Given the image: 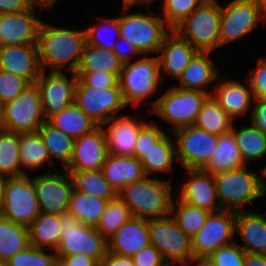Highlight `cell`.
<instances>
[{
  "instance_id": "obj_58",
  "label": "cell",
  "mask_w": 266,
  "mask_h": 266,
  "mask_svg": "<svg viewBox=\"0 0 266 266\" xmlns=\"http://www.w3.org/2000/svg\"><path fill=\"white\" fill-rule=\"evenodd\" d=\"M243 266H266V254L245 252Z\"/></svg>"
},
{
  "instance_id": "obj_41",
  "label": "cell",
  "mask_w": 266,
  "mask_h": 266,
  "mask_svg": "<svg viewBox=\"0 0 266 266\" xmlns=\"http://www.w3.org/2000/svg\"><path fill=\"white\" fill-rule=\"evenodd\" d=\"M132 217L133 216L130 209L117 195L115 198L108 201L105 210L95 228L106 240H108L107 235L112 236L125 222L129 221Z\"/></svg>"
},
{
  "instance_id": "obj_25",
  "label": "cell",
  "mask_w": 266,
  "mask_h": 266,
  "mask_svg": "<svg viewBox=\"0 0 266 266\" xmlns=\"http://www.w3.org/2000/svg\"><path fill=\"white\" fill-rule=\"evenodd\" d=\"M101 170L117 193L129 183L146 177L141 160L135 156H114L108 153Z\"/></svg>"
},
{
  "instance_id": "obj_50",
  "label": "cell",
  "mask_w": 266,
  "mask_h": 266,
  "mask_svg": "<svg viewBox=\"0 0 266 266\" xmlns=\"http://www.w3.org/2000/svg\"><path fill=\"white\" fill-rule=\"evenodd\" d=\"M134 266H169L163 259L160 251L149 244L131 257Z\"/></svg>"
},
{
  "instance_id": "obj_39",
  "label": "cell",
  "mask_w": 266,
  "mask_h": 266,
  "mask_svg": "<svg viewBox=\"0 0 266 266\" xmlns=\"http://www.w3.org/2000/svg\"><path fill=\"white\" fill-rule=\"evenodd\" d=\"M20 164L26 168H39L50 156L38 132L19 133Z\"/></svg>"
},
{
  "instance_id": "obj_23",
  "label": "cell",
  "mask_w": 266,
  "mask_h": 266,
  "mask_svg": "<svg viewBox=\"0 0 266 266\" xmlns=\"http://www.w3.org/2000/svg\"><path fill=\"white\" fill-rule=\"evenodd\" d=\"M167 34L159 48L162 55L158 57L159 69L170 76L179 78L198 51L174 30ZM162 66V67H161Z\"/></svg>"
},
{
  "instance_id": "obj_47",
  "label": "cell",
  "mask_w": 266,
  "mask_h": 266,
  "mask_svg": "<svg viewBox=\"0 0 266 266\" xmlns=\"http://www.w3.org/2000/svg\"><path fill=\"white\" fill-rule=\"evenodd\" d=\"M244 257L245 251L232 242L220 247L207 258L213 266H243Z\"/></svg>"
},
{
  "instance_id": "obj_51",
  "label": "cell",
  "mask_w": 266,
  "mask_h": 266,
  "mask_svg": "<svg viewBox=\"0 0 266 266\" xmlns=\"http://www.w3.org/2000/svg\"><path fill=\"white\" fill-rule=\"evenodd\" d=\"M253 99L266 95V58L260 59L257 68L250 73L248 81Z\"/></svg>"
},
{
  "instance_id": "obj_32",
  "label": "cell",
  "mask_w": 266,
  "mask_h": 266,
  "mask_svg": "<svg viewBox=\"0 0 266 266\" xmlns=\"http://www.w3.org/2000/svg\"><path fill=\"white\" fill-rule=\"evenodd\" d=\"M73 183V190L107 200L118 193L106 180L101 169L92 171H68Z\"/></svg>"
},
{
  "instance_id": "obj_12",
  "label": "cell",
  "mask_w": 266,
  "mask_h": 266,
  "mask_svg": "<svg viewBox=\"0 0 266 266\" xmlns=\"http://www.w3.org/2000/svg\"><path fill=\"white\" fill-rule=\"evenodd\" d=\"M266 3L259 0H234L227 8L221 6L220 46L231 42L258 26L259 18L264 19Z\"/></svg>"
},
{
  "instance_id": "obj_37",
  "label": "cell",
  "mask_w": 266,
  "mask_h": 266,
  "mask_svg": "<svg viewBox=\"0 0 266 266\" xmlns=\"http://www.w3.org/2000/svg\"><path fill=\"white\" fill-rule=\"evenodd\" d=\"M37 132L45 143L49 156L62 160L65 169L71 161L75 139L52 126L47 120Z\"/></svg>"
},
{
  "instance_id": "obj_61",
  "label": "cell",
  "mask_w": 266,
  "mask_h": 266,
  "mask_svg": "<svg viewBox=\"0 0 266 266\" xmlns=\"http://www.w3.org/2000/svg\"><path fill=\"white\" fill-rule=\"evenodd\" d=\"M197 262L195 266H213V264L208 260V258H191L189 262Z\"/></svg>"
},
{
  "instance_id": "obj_63",
  "label": "cell",
  "mask_w": 266,
  "mask_h": 266,
  "mask_svg": "<svg viewBox=\"0 0 266 266\" xmlns=\"http://www.w3.org/2000/svg\"><path fill=\"white\" fill-rule=\"evenodd\" d=\"M4 103L0 100V128L2 127Z\"/></svg>"
},
{
  "instance_id": "obj_42",
  "label": "cell",
  "mask_w": 266,
  "mask_h": 266,
  "mask_svg": "<svg viewBox=\"0 0 266 266\" xmlns=\"http://www.w3.org/2000/svg\"><path fill=\"white\" fill-rule=\"evenodd\" d=\"M175 150L169 137L165 134L141 159L145 175L147 176L154 171L172 170L173 157L176 156Z\"/></svg>"
},
{
  "instance_id": "obj_28",
  "label": "cell",
  "mask_w": 266,
  "mask_h": 266,
  "mask_svg": "<svg viewBox=\"0 0 266 266\" xmlns=\"http://www.w3.org/2000/svg\"><path fill=\"white\" fill-rule=\"evenodd\" d=\"M48 122L74 139L90 133L97 123L88 117L75 103L70 104L60 113L53 115Z\"/></svg>"
},
{
  "instance_id": "obj_65",
  "label": "cell",
  "mask_w": 266,
  "mask_h": 266,
  "mask_svg": "<svg viewBox=\"0 0 266 266\" xmlns=\"http://www.w3.org/2000/svg\"><path fill=\"white\" fill-rule=\"evenodd\" d=\"M263 172H262V175L263 176H266V166H265V168L262 170Z\"/></svg>"
},
{
  "instance_id": "obj_34",
  "label": "cell",
  "mask_w": 266,
  "mask_h": 266,
  "mask_svg": "<svg viewBox=\"0 0 266 266\" xmlns=\"http://www.w3.org/2000/svg\"><path fill=\"white\" fill-rule=\"evenodd\" d=\"M30 246L29 229L0 215V260L7 261L13 255Z\"/></svg>"
},
{
  "instance_id": "obj_17",
  "label": "cell",
  "mask_w": 266,
  "mask_h": 266,
  "mask_svg": "<svg viewBox=\"0 0 266 266\" xmlns=\"http://www.w3.org/2000/svg\"><path fill=\"white\" fill-rule=\"evenodd\" d=\"M66 172L64 176L48 171L46 175L32 178L40 212L57 216L68 212L73 183L69 172Z\"/></svg>"
},
{
  "instance_id": "obj_21",
  "label": "cell",
  "mask_w": 266,
  "mask_h": 266,
  "mask_svg": "<svg viewBox=\"0 0 266 266\" xmlns=\"http://www.w3.org/2000/svg\"><path fill=\"white\" fill-rule=\"evenodd\" d=\"M0 69L35 83L41 72L37 45L1 46Z\"/></svg>"
},
{
  "instance_id": "obj_55",
  "label": "cell",
  "mask_w": 266,
  "mask_h": 266,
  "mask_svg": "<svg viewBox=\"0 0 266 266\" xmlns=\"http://www.w3.org/2000/svg\"><path fill=\"white\" fill-rule=\"evenodd\" d=\"M32 6L31 0H0V14L19 13Z\"/></svg>"
},
{
  "instance_id": "obj_19",
  "label": "cell",
  "mask_w": 266,
  "mask_h": 266,
  "mask_svg": "<svg viewBox=\"0 0 266 266\" xmlns=\"http://www.w3.org/2000/svg\"><path fill=\"white\" fill-rule=\"evenodd\" d=\"M34 6L19 13L0 14V47L8 45H37L42 21L36 19Z\"/></svg>"
},
{
  "instance_id": "obj_43",
  "label": "cell",
  "mask_w": 266,
  "mask_h": 266,
  "mask_svg": "<svg viewBox=\"0 0 266 266\" xmlns=\"http://www.w3.org/2000/svg\"><path fill=\"white\" fill-rule=\"evenodd\" d=\"M211 212L179 201V211L174 215L179 227L191 238L202 228Z\"/></svg>"
},
{
  "instance_id": "obj_54",
  "label": "cell",
  "mask_w": 266,
  "mask_h": 266,
  "mask_svg": "<svg viewBox=\"0 0 266 266\" xmlns=\"http://www.w3.org/2000/svg\"><path fill=\"white\" fill-rule=\"evenodd\" d=\"M253 100L256 107L252 113V125L266 134V99L261 97Z\"/></svg>"
},
{
  "instance_id": "obj_22",
  "label": "cell",
  "mask_w": 266,
  "mask_h": 266,
  "mask_svg": "<svg viewBox=\"0 0 266 266\" xmlns=\"http://www.w3.org/2000/svg\"><path fill=\"white\" fill-rule=\"evenodd\" d=\"M191 180L184 184L180 201L210 212L222 210L218 203L214 177L203 169H187ZM216 202V203H215Z\"/></svg>"
},
{
  "instance_id": "obj_36",
  "label": "cell",
  "mask_w": 266,
  "mask_h": 266,
  "mask_svg": "<svg viewBox=\"0 0 266 266\" xmlns=\"http://www.w3.org/2000/svg\"><path fill=\"white\" fill-rule=\"evenodd\" d=\"M232 120L213 96L209 95L202 104L194 125L210 133L221 135L231 130Z\"/></svg>"
},
{
  "instance_id": "obj_62",
  "label": "cell",
  "mask_w": 266,
  "mask_h": 266,
  "mask_svg": "<svg viewBox=\"0 0 266 266\" xmlns=\"http://www.w3.org/2000/svg\"><path fill=\"white\" fill-rule=\"evenodd\" d=\"M55 1L57 0H31L33 6H34V3H36L37 5L42 6V8L51 6L52 4H54Z\"/></svg>"
},
{
  "instance_id": "obj_2",
  "label": "cell",
  "mask_w": 266,
  "mask_h": 266,
  "mask_svg": "<svg viewBox=\"0 0 266 266\" xmlns=\"http://www.w3.org/2000/svg\"><path fill=\"white\" fill-rule=\"evenodd\" d=\"M118 196L130 209L133 217L151 220L175 213V206L171 201V186L167 181L146 176L124 186ZM144 215H148V218Z\"/></svg>"
},
{
  "instance_id": "obj_44",
  "label": "cell",
  "mask_w": 266,
  "mask_h": 266,
  "mask_svg": "<svg viewBox=\"0 0 266 266\" xmlns=\"http://www.w3.org/2000/svg\"><path fill=\"white\" fill-rule=\"evenodd\" d=\"M44 248L29 246L6 261L7 266H58L57 255L44 253Z\"/></svg>"
},
{
  "instance_id": "obj_6",
  "label": "cell",
  "mask_w": 266,
  "mask_h": 266,
  "mask_svg": "<svg viewBox=\"0 0 266 266\" xmlns=\"http://www.w3.org/2000/svg\"><path fill=\"white\" fill-rule=\"evenodd\" d=\"M211 95L206 91L171 87L153 106V112L174 123L173 131L194 125L202 104Z\"/></svg>"
},
{
  "instance_id": "obj_29",
  "label": "cell",
  "mask_w": 266,
  "mask_h": 266,
  "mask_svg": "<svg viewBox=\"0 0 266 266\" xmlns=\"http://www.w3.org/2000/svg\"><path fill=\"white\" fill-rule=\"evenodd\" d=\"M208 56L209 52H198L193 57L178 78L181 84L179 88L204 91L200 89V86L206 85L218 77V70L213 67Z\"/></svg>"
},
{
  "instance_id": "obj_64",
  "label": "cell",
  "mask_w": 266,
  "mask_h": 266,
  "mask_svg": "<svg viewBox=\"0 0 266 266\" xmlns=\"http://www.w3.org/2000/svg\"><path fill=\"white\" fill-rule=\"evenodd\" d=\"M0 266H7L5 261L0 260Z\"/></svg>"
},
{
  "instance_id": "obj_3",
  "label": "cell",
  "mask_w": 266,
  "mask_h": 266,
  "mask_svg": "<svg viewBox=\"0 0 266 266\" xmlns=\"http://www.w3.org/2000/svg\"><path fill=\"white\" fill-rule=\"evenodd\" d=\"M220 20L221 6L216 0H207L173 30L193 44L198 52L210 53L213 48L220 46Z\"/></svg>"
},
{
  "instance_id": "obj_14",
  "label": "cell",
  "mask_w": 266,
  "mask_h": 266,
  "mask_svg": "<svg viewBox=\"0 0 266 266\" xmlns=\"http://www.w3.org/2000/svg\"><path fill=\"white\" fill-rule=\"evenodd\" d=\"M176 158L186 169H203L216 150L218 135L191 125L175 130Z\"/></svg>"
},
{
  "instance_id": "obj_57",
  "label": "cell",
  "mask_w": 266,
  "mask_h": 266,
  "mask_svg": "<svg viewBox=\"0 0 266 266\" xmlns=\"http://www.w3.org/2000/svg\"><path fill=\"white\" fill-rule=\"evenodd\" d=\"M119 39L122 40V42L126 43V45L128 46V50L125 51L124 48L122 49V47H119V44L117 45L115 43L112 51L117 55V57L123 64L129 63V56L127 53L131 52L134 55V53H139V51L127 39L122 37H119Z\"/></svg>"
},
{
  "instance_id": "obj_31",
  "label": "cell",
  "mask_w": 266,
  "mask_h": 266,
  "mask_svg": "<svg viewBox=\"0 0 266 266\" xmlns=\"http://www.w3.org/2000/svg\"><path fill=\"white\" fill-rule=\"evenodd\" d=\"M60 227V216L40 212L28 227L30 245L42 249L48 246L55 251L62 237Z\"/></svg>"
},
{
  "instance_id": "obj_59",
  "label": "cell",
  "mask_w": 266,
  "mask_h": 266,
  "mask_svg": "<svg viewBox=\"0 0 266 266\" xmlns=\"http://www.w3.org/2000/svg\"><path fill=\"white\" fill-rule=\"evenodd\" d=\"M7 178L4 175L0 174V213L2 211L3 203H4V195H5V184Z\"/></svg>"
},
{
  "instance_id": "obj_27",
  "label": "cell",
  "mask_w": 266,
  "mask_h": 266,
  "mask_svg": "<svg viewBox=\"0 0 266 266\" xmlns=\"http://www.w3.org/2000/svg\"><path fill=\"white\" fill-rule=\"evenodd\" d=\"M243 166L245 164L236 144L234 133L230 130L227 133L218 135L216 150L203 170L215 175L224 171L242 168Z\"/></svg>"
},
{
  "instance_id": "obj_24",
  "label": "cell",
  "mask_w": 266,
  "mask_h": 266,
  "mask_svg": "<svg viewBox=\"0 0 266 266\" xmlns=\"http://www.w3.org/2000/svg\"><path fill=\"white\" fill-rule=\"evenodd\" d=\"M110 122L113 123L104 131L107 152L114 156H134L138 132L146 123H138L127 116H113L108 122L102 125L109 124Z\"/></svg>"
},
{
  "instance_id": "obj_7",
  "label": "cell",
  "mask_w": 266,
  "mask_h": 266,
  "mask_svg": "<svg viewBox=\"0 0 266 266\" xmlns=\"http://www.w3.org/2000/svg\"><path fill=\"white\" fill-rule=\"evenodd\" d=\"M43 116L40 92L35 83L29 86L14 100L4 103L1 129L14 133L37 132L46 119Z\"/></svg>"
},
{
  "instance_id": "obj_40",
  "label": "cell",
  "mask_w": 266,
  "mask_h": 266,
  "mask_svg": "<svg viewBox=\"0 0 266 266\" xmlns=\"http://www.w3.org/2000/svg\"><path fill=\"white\" fill-rule=\"evenodd\" d=\"M232 125L231 130L234 133L236 144L238 145L242 160L246 164L248 159H260L266 154V134L257 127L248 126L242 127L238 132L234 130Z\"/></svg>"
},
{
  "instance_id": "obj_49",
  "label": "cell",
  "mask_w": 266,
  "mask_h": 266,
  "mask_svg": "<svg viewBox=\"0 0 266 266\" xmlns=\"http://www.w3.org/2000/svg\"><path fill=\"white\" fill-rule=\"evenodd\" d=\"M78 79H80L86 86L93 88L106 89L110 87H120L118 77L112 73L105 71L92 72H75Z\"/></svg>"
},
{
  "instance_id": "obj_53",
  "label": "cell",
  "mask_w": 266,
  "mask_h": 266,
  "mask_svg": "<svg viewBox=\"0 0 266 266\" xmlns=\"http://www.w3.org/2000/svg\"><path fill=\"white\" fill-rule=\"evenodd\" d=\"M57 257L58 266H100L94 258L86 256L85 254Z\"/></svg>"
},
{
  "instance_id": "obj_48",
  "label": "cell",
  "mask_w": 266,
  "mask_h": 266,
  "mask_svg": "<svg viewBox=\"0 0 266 266\" xmlns=\"http://www.w3.org/2000/svg\"><path fill=\"white\" fill-rule=\"evenodd\" d=\"M165 135L157 126L146 123L138 132L135 142L134 156L141 160L147 155V152Z\"/></svg>"
},
{
  "instance_id": "obj_5",
  "label": "cell",
  "mask_w": 266,
  "mask_h": 266,
  "mask_svg": "<svg viewBox=\"0 0 266 266\" xmlns=\"http://www.w3.org/2000/svg\"><path fill=\"white\" fill-rule=\"evenodd\" d=\"M60 221L62 237L56 255L85 254L100 264L107 253V240L97 229L81 223L68 212L60 216Z\"/></svg>"
},
{
  "instance_id": "obj_35",
  "label": "cell",
  "mask_w": 266,
  "mask_h": 266,
  "mask_svg": "<svg viewBox=\"0 0 266 266\" xmlns=\"http://www.w3.org/2000/svg\"><path fill=\"white\" fill-rule=\"evenodd\" d=\"M107 203V200L73 190L68 213L77 218L81 223L95 227Z\"/></svg>"
},
{
  "instance_id": "obj_13",
  "label": "cell",
  "mask_w": 266,
  "mask_h": 266,
  "mask_svg": "<svg viewBox=\"0 0 266 266\" xmlns=\"http://www.w3.org/2000/svg\"><path fill=\"white\" fill-rule=\"evenodd\" d=\"M74 103L98 126L108 122L119 109L126 106L120 87L106 89L86 86L78 79L75 87Z\"/></svg>"
},
{
  "instance_id": "obj_9",
  "label": "cell",
  "mask_w": 266,
  "mask_h": 266,
  "mask_svg": "<svg viewBox=\"0 0 266 266\" xmlns=\"http://www.w3.org/2000/svg\"><path fill=\"white\" fill-rule=\"evenodd\" d=\"M160 74L158 57L145 56L135 63L123 64L118 83L126 105L130 102L137 105L154 93Z\"/></svg>"
},
{
  "instance_id": "obj_52",
  "label": "cell",
  "mask_w": 266,
  "mask_h": 266,
  "mask_svg": "<svg viewBox=\"0 0 266 266\" xmlns=\"http://www.w3.org/2000/svg\"><path fill=\"white\" fill-rule=\"evenodd\" d=\"M109 25L108 27H112L114 29V31L118 34L119 36V25H118V18H114V19H106L105 20ZM107 29V28H106ZM86 32V41L87 44L99 47V48H104L107 50L112 51L114 48L115 43H110V42H106L105 39L102 41L98 40V37L96 34L98 32L97 27H90L89 29L85 30Z\"/></svg>"
},
{
  "instance_id": "obj_10",
  "label": "cell",
  "mask_w": 266,
  "mask_h": 266,
  "mask_svg": "<svg viewBox=\"0 0 266 266\" xmlns=\"http://www.w3.org/2000/svg\"><path fill=\"white\" fill-rule=\"evenodd\" d=\"M40 214L33 180L24 174L8 177L0 215L16 224L29 227Z\"/></svg>"
},
{
  "instance_id": "obj_15",
  "label": "cell",
  "mask_w": 266,
  "mask_h": 266,
  "mask_svg": "<svg viewBox=\"0 0 266 266\" xmlns=\"http://www.w3.org/2000/svg\"><path fill=\"white\" fill-rule=\"evenodd\" d=\"M235 231V211L211 212L202 228L192 237L193 258H207L233 237Z\"/></svg>"
},
{
  "instance_id": "obj_18",
  "label": "cell",
  "mask_w": 266,
  "mask_h": 266,
  "mask_svg": "<svg viewBox=\"0 0 266 266\" xmlns=\"http://www.w3.org/2000/svg\"><path fill=\"white\" fill-rule=\"evenodd\" d=\"M106 136L101 126L75 139L71 161L65 171H92L102 169L106 159Z\"/></svg>"
},
{
  "instance_id": "obj_20",
  "label": "cell",
  "mask_w": 266,
  "mask_h": 266,
  "mask_svg": "<svg viewBox=\"0 0 266 266\" xmlns=\"http://www.w3.org/2000/svg\"><path fill=\"white\" fill-rule=\"evenodd\" d=\"M149 244V220L132 217L107 240V251L132 257Z\"/></svg>"
},
{
  "instance_id": "obj_26",
  "label": "cell",
  "mask_w": 266,
  "mask_h": 266,
  "mask_svg": "<svg viewBox=\"0 0 266 266\" xmlns=\"http://www.w3.org/2000/svg\"><path fill=\"white\" fill-rule=\"evenodd\" d=\"M242 211H235V230L239 232L245 244L240 247L245 252L266 254V218Z\"/></svg>"
},
{
  "instance_id": "obj_16",
  "label": "cell",
  "mask_w": 266,
  "mask_h": 266,
  "mask_svg": "<svg viewBox=\"0 0 266 266\" xmlns=\"http://www.w3.org/2000/svg\"><path fill=\"white\" fill-rule=\"evenodd\" d=\"M44 71L41 70L35 84L40 92L43 116L48 121L53 115L60 113L74 103L78 77L75 72H70L73 79L68 81L66 75L61 71H51L47 77Z\"/></svg>"
},
{
  "instance_id": "obj_60",
  "label": "cell",
  "mask_w": 266,
  "mask_h": 266,
  "mask_svg": "<svg viewBox=\"0 0 266 266\" xmlns=\"http://www.w3.org/2000/svg\"><path fill=\"white\" fill-rule=\"evenodd\" d=\"M152 0H124V10L127 12V10L130 9V7L134 4H137L138 2H145L146 4H150Z\"/></svg>"
},
{
  "instance_id": "obj_33",
  "label": "cell",
  "mask_w": 266,
  "mask_h": 266,
  "mask_svg": "<svg viewBox=\"0 0 266 266\" xmlns=\"http://www.w3.org/2000/svg\"><path fill=\"white\" fill-rule=\"evenodd\" d=\"M122 67L123 63L113 51L86 43L76 72L105 71L119 78Z\"/></svg>"
},
{
  "instance_id": "obj_30",
  "label": "cell",
  "mask_w": 266,
  "mask_h": 266,
  "mask_svg": "<svg viewBox=\"0 0 266 266\" xmlns=\"http://www.w3.org/2000/svg\"><path fill=\"white\" fill-rule=\"evenodd\" d=\"M213 98L234 119V116L242 115L249 108L253 98L252 92L239 82L228 81L215 88Z\"/></svg>"
},
{
  "instance_id": "obj_8",
  "label": "cell",
  "mask_w": 266,
  "mask_h": 266,
  "mask_svg": "<svg viewBox=\"0 0 266 266\" xmlns=\"http://www.w3.org/2000/svg\"><path fill=\"white\" fill-rule=\"evenodd\" d=\"M150 244L155 246L169 266L179 262L188 266L193 258L192 238L178 225L173 217L149 220Z\"/></svg>"
},
{
  "instance_id": "obj_45",
  "label": "cell",
  "mask_w": 266,
  "mask_h": 266,
  "mask_svg": "<svg viewBox=\"0 0 266 266\" xmlns=\"http://www.w3.org/2000/svg\"><path fill=\"white\" fill-rule=\"evenodd\" d=\"M207 0H165L163 14L171 30ZM198 3V4H197Z\"/></svg>"
},
{
  "instance_id": "obj_1",
  "label": "cell",
  "mask_w": 266,
  "mask_h": 266,
  "mask_svg": "<svg viewBox=\"0 0 266 266\" xmlns=\"http://www.w3.org/2000/svg\"><path fill=\"white\" fill-rule=\"evenodd\" d=\"M86 43L85 30L73 31L41 22L37 36L41 70H44L43 65H47L53 71H61L62 66L70 61L68 72H76Z\"/></svg>"
},
{
  "instance_id": "obj_4",
  "label": "cell",
  "mask_w": 266,
  "mask_h": 266,
  "mask_svg": "<svg viewBox=\"0 0 266 266\" xmlns=\"http://www.w3.org/2000/svg\"><path fill=\"white\" fill-rule=\"evenodd\" d=\"M217 198L221 209L238 211V207L263 196L266 183L246 167L224 171L213 175ZM227 204V205H226Z\"/></svg>"
},
{
  "instance_id": "obj_11",
  "label": "cell",
  "mask_w": 266,
  "mask_h": 266,
  "mask_svg": "<svg viewBox=\"0 0 266 266\" xmlns=\"http://www.w3.org/2000/svg\"><path fill=\"white\" fill-rule=\"evenodd\" d=\"M165 19L142 14L118 18L119 37L127 39L139 53L159 52L165 30Z\"/></svg>"
},
{
  "instance_id": "obj_38",
  "label": "cell",
  "mask_w": 266,
  "mask_h": 266,
  "mask_svg": "<svg viewBox=\"0 0 266 266\" xmlns=\"http://www.w3.org/2000/svg\"><path fill=\"white\" fill-rule=\"evenodd\" d=\"M19 166V134L0 128V174L22 176L25 172Z\"/></svg>"
},
{
  "instance_id": "obj_56",
  "label": "cell",
  "mask_w": 266,
  "mask_h": 266,
  "mask_svg": "<svg viewBox=\"0 0 266 266\" xmlns=\"http://www.w3.org/2000/svg\"><path fill=\"white\" fill-rule=\"evenodd\" d=\"M100 266H134L131 257L112 254L107 251Z\"/></svg>"
},
{
  "instance_id": "obj_46",
  "label": "cell",
  "mask_w": 266,
  "mask_h": 266,
  "mask_svg": "<svg viewBox=\"0 0 266 266\" xmlns=\"http://www.w3.org/2000/svg\"><path fill=\"white\" fill-rule=\"evenodd\" d=\"M29 84L27 79L0 69V100L3 103L14 100Z\"/></svg>"
}]
</instances>
